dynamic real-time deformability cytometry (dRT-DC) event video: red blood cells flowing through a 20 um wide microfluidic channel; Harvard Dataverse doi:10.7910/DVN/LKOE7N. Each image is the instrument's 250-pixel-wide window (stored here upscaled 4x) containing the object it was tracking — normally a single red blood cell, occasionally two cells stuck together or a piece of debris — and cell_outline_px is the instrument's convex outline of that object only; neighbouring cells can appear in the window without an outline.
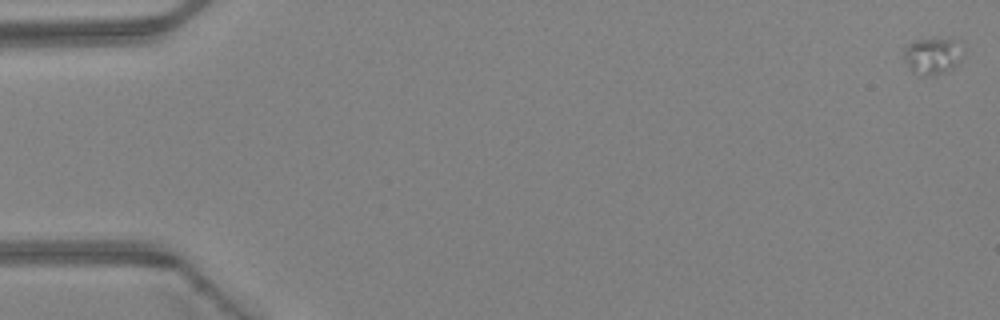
{"species": "Egyptian fruit bat (a non-hibernating species)", "species_latin": "Rousettus aegyptiacus", "temperature_condition": "warm", "stored_images_in_passage": 5, "camera_frame_rate_fps": 3000, "um_per_image_px": 0.085, "animal": {"sex": "female"}, "frame": {"image": 1, "passage_image": 1, "time_ms": 0.0, "image_size_px": [1000, 320], "cell_outline_px": [[964, 52], [956, 64], [952, 68], [928, 76], [912, 72], [904, 60], [904, 48], [908, 44], [916, 40], [964, 40]], "centroid_in_image_um": [79.3, 4.73], "position_along_channel_um": 5.7, "area_um2": 12.48}}